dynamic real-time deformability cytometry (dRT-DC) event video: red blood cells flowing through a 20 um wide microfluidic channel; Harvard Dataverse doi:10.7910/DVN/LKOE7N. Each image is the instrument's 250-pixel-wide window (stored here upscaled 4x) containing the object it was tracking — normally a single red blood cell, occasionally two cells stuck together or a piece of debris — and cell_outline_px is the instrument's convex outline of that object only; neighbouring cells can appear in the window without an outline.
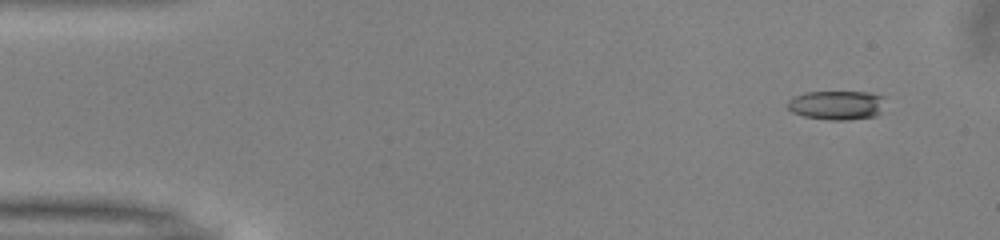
{"species": "common noctule bat (a hibernating species)", "species_latin": "Nyctalus noctula", "temperature_condition": "warm", "stored_images_in_passage": 46, "camera_frame_rate_fps": 3000, "um_per_image_px": 0.085, "animal": {"sex": "male", "body_mass_g": 13.0, "forearm_length_mm": 53.1}, "frame": {"image": 1, "passage_image": 1, "time_ms": 0.0, "image_size_px": [1000, 240], "cell_outline_px": [[884, 96], [880, 112], [876, 116], [848, 120], [832, 120], [804, 116], [792, 112], [788, 108], [788, 100], [796, 96], [808, 92], [868, 92]], "centroid_in_image_um": [71.13, 8.94], "position_along_channel_um": 13.9, "area_um2": 16.42}}
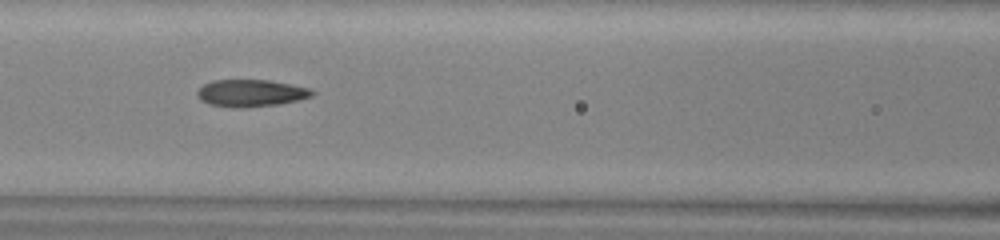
{"frame": {"image": 2, "passage_image": 19, "time_ms": 6.0, "image_size_px": [1000, 240], "cell_outline_px": [[316, 92], [312, 96], [296, 100], [276, 104], [240, 108], [236, 108], [208, 104], [200, 100], [196, 96], [196, 92], [204, 84], [212, 80], [268, 80], [292, 84], [308, 88]], "centroid_in_image_um": [21.28, 7.91], "position_along_channel_um": 145.3, "area_um2": 18.09}}
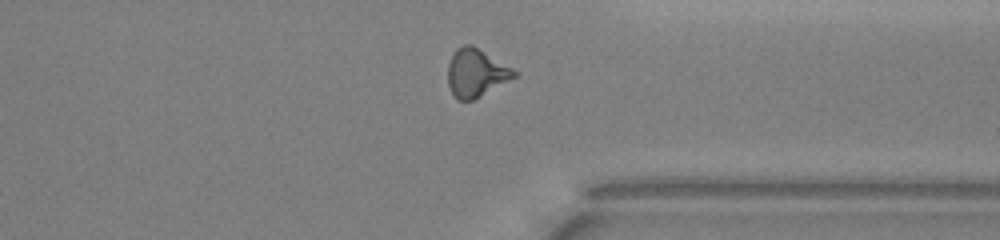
{"frame": {"image": 3, "passage_image": 36, "time_ms": 11.667, "image_size_px": [1000, 240], "cell_outline_px": [[520, 72], [516, 76], [472, 100], [456, 100], [448, 84], [448, 64], [456, 48], [464, 44], [472, 44]], "centroid_in_image_um": [40.46, 6.17], "position_along_channel_um": 370.9, "area_um2": 18.44}, "authors_computed_cell_mechanics": {"area_um2": 17.8891, "velocity_mm_per_s": 4.0353, "shape_relaxation_time_tau1_ms": 8.8246, "shape_relaxation_time_tau2_ms": 1.9681, "deformation_change_tau1": 0.2416, "deformation_change_tau2": 0.1115}}